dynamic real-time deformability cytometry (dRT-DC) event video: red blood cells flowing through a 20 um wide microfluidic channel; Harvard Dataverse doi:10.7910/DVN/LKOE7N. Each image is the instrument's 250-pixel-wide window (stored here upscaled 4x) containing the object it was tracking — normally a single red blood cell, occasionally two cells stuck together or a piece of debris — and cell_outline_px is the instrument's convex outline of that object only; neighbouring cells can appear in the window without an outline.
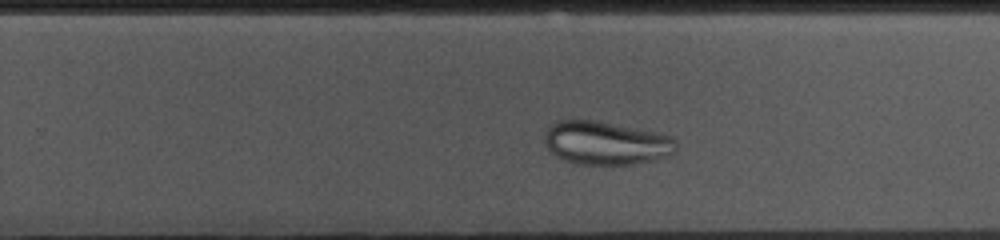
{"species": "common noctule bat (a hibernating species)", "species_latin": "Nyctalus noctula", "temperature_condition": "cold", "stored_images_in_passage": 37, "camera_frame_rate_fps": 3000, "um_per_image_px": 0.085, "animal": {"sex": "female", "body_mass_g": 10.0, "forearm_length_mm": 53.1}, "frame": {"image": 1, "passage_image": 27, "time_ms": 8.667, "image_size_px": [1000, 240], "cell_outline_px": [[676, 148], [672, 152], [664, 156], [652, 160], [632, 164], [580, 164], [564, 160], [556, 156], [544, 144], [544, 136], [548, 128], [552, 124], [560, 120], [596, 120], [656, 132], [672, 136], [676, 140]], "centroid_in_image_um": [51.48, 12.14], "position_along_channel_um": 278.3, "area_um2": 33.0}}
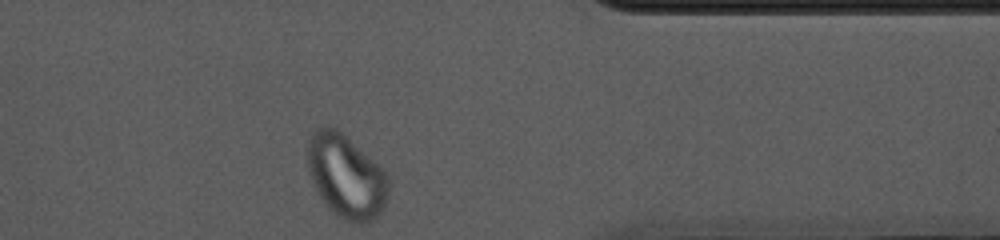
{"frame": {"image": 2, "passage_image": 37, "time_ms": 12.0, "image_size_px": [1000, 240], "cell_outline_px": [[388, 188], [384, 208], [372, 220], [360, 224], [352, 224], [336, 216], [324, 204], [316, 192], [308, 168], [308, 140], [312, 132], [324, 124], [328, 124], [336, 128], [388, 172]], "centroid_in_image_um": [29.41, 14.99], "position_along_channel_um": 382.0, "area_um2": 39.71}}